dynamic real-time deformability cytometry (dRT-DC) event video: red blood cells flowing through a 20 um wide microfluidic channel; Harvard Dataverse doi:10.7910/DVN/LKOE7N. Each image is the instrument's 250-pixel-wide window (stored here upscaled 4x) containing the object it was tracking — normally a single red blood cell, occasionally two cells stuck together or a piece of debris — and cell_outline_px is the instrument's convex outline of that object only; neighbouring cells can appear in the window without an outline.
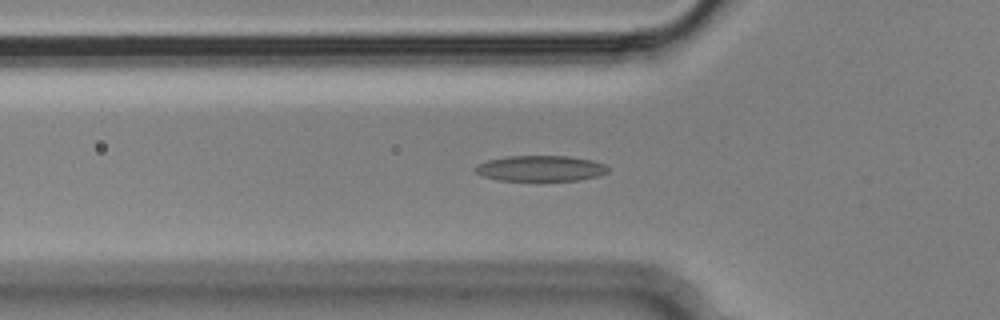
{"species": "Egyptian fruit bat (a non-hibernating species)", "species_latin": "Rousettus aegyptiacus", "temperature_condition": "cold", "stored_images_in_passage": 39, "camera_frame_rate_fps": 3000, "um_per_image_px": 0.085, "animal": {"sex": "male"}, "frame": {"image": 1, "passage_image": 6, "time_ms": 1.667, "image_size_px": [1000, 320], "cell_outline_px": [[608, 172], [600, 176], [580, 180], [496, 180], [480, 176], [472, 168], [488, 160], [508, 156], [568, 156], [592, 160], [604, 164], [608, 168]], "centroid_in_image_um": [45.94, 14.32], "position_along_channel_um": 79.9, "area_um2": 19.88}}
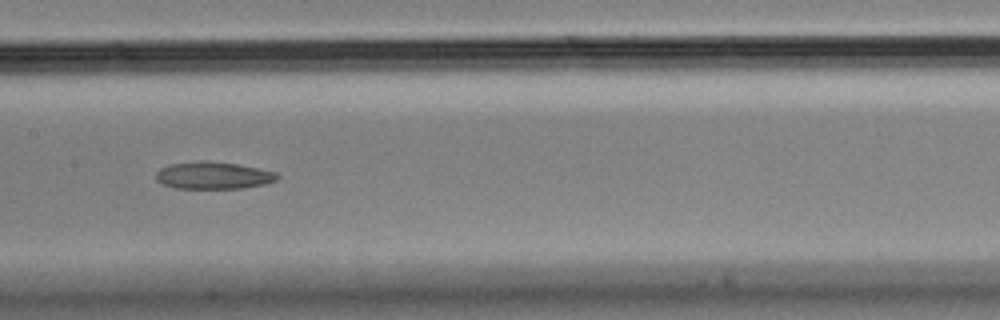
{"frame": {"image": 2, "passage_image": 15, "time_ms": 4.667, "image_size_px": [1000, 320], "cell_outline_px": [[280, 176], [276, 180], [264, 184], [244, 188], [176, 188], [164, 184], [156, 180], [156, 172], [160, 168], [168, 164], [200, 160], [236, 164], [276, 172]], "centroid_in_image_um": [18.1, 14.91], "position_along_channel_um": 189.3, "area_um2": 19.13}}
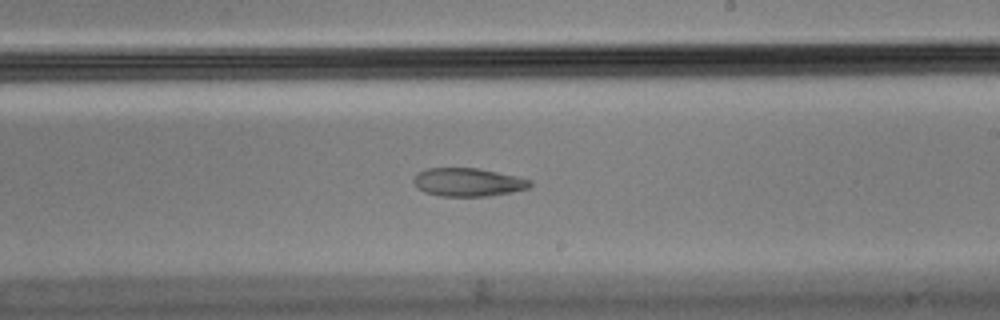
{"frame": {"image": 3, "passage_image": 20, "time_ms": 6.333, "image_size_px": [1000, 320], "cell_outline_px": [[532, 184], [528, 188], [512, 192], [488, 196], [440, 196], [424, 192], [416, 188], [412, 180], [420, 172], [428, 168], [476, 168], [520, 176], [532, 180]], "centroid_in_image_um": [39.81, 15.49], "position_along_channel_um": 249.2, "area_um2": 19.31}, "authors_computed_cell_mechanics": {"area_um2": 20.808, "velocity_mm_per_s": 3.6154, "shape_relaxation_time_tau1_ms": null, "shape_relaxation_time_tau2_ms": 4.9192, "deformation_change_tau1": null, "deformation_change_tau2": 0.0746}}